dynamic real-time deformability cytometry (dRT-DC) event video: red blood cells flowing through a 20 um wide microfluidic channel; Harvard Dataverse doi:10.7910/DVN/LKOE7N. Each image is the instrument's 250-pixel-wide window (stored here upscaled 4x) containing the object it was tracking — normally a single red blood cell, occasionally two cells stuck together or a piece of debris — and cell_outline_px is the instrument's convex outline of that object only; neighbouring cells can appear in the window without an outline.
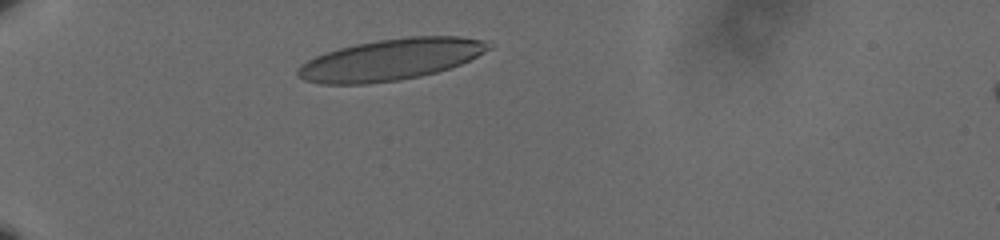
{"species": "human", "species_latin": "Homo sapiens", "temperature_condition": "cold", "stored_images_in_passage": 35, "camera_frame_rate_fps": 3000, "um_per_image_px": 0.085, "donor": {"sex": "male"}, "frame": {"image": 1, "passage_image": 1, "time_ms": 0.0, "image_size_px": [1000, 240], "cell_outline_px": [[492, 48], [460, 64], [436, 72], [420, 76], [400, 80], [368, 84], [320, 84], [304, 80], [296, 72], [300, 64], [324, 52], [356, 44], [376, 40], [408, 36], [460, 36], [484, 40]], "centroid_in_image_um": [33.18, 5.06], "position_along_channel_um": 51.8, "area_um2": 45.89}}
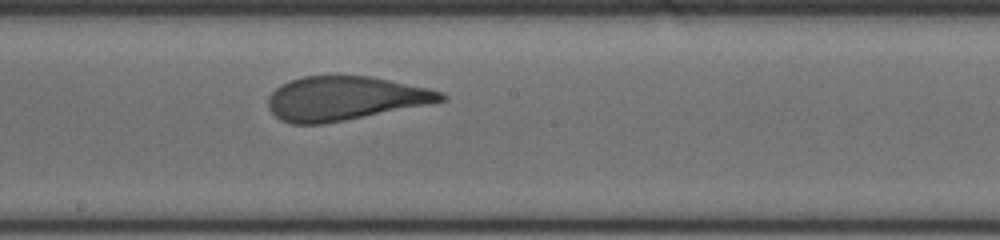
{"frame": {"image": 2, "passage_image": 18, "time_ms": 5.667, "image_size_px": [1000, 240], "cell_outline_px": [[448, 96], [444, 100], [428, 104], [324, 124], [292, 124], [280, 120], [268, 108], [268, 96], [280, 84], [288, 80], [304, 76], [368, 76], [428, 88], [444, 92]], "centroid_in_image_um": [29.27, 8.36], "position_along_channel_um": 218.9, "area_um2": 44.04}}
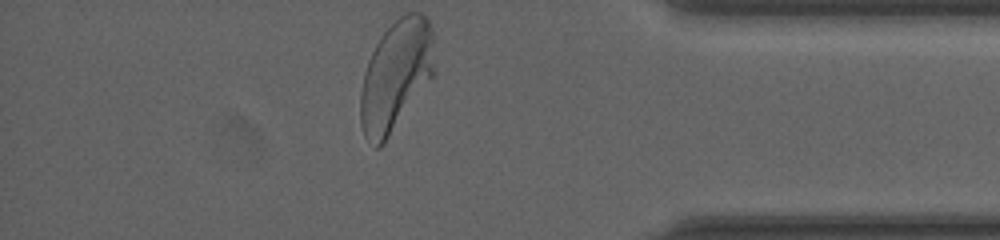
{"frame": {"image": 3, "passage_image": 35, "time_ms": 11.333, "image_size_px": [1000, 240], "cell_outline_px": [[432, 76], [384, 144], [380, 148], [376, 148], [364, 136], [360, 124], [360, 92], [364, 72], [368, 60], [376, 44], [384, 32], [400, 16], [408, 12], [420, 12], [428, 20], [432, 32]], "centroid_in_image_um": [33.59, 6.45], "position_along_channel_um": 401.6, "area_um2": 46.93}, "authors_computed_cell_mechanics": {"area_um2": 45.084, "velocity_mm_per_s": 3.5712, "shape_relaxation_time_tau1_ms": 4.1364, "shape_relaxation_time_tau2_ms": 0.8305, "deformation_change_tau1": 0.1876, "deformation_change_tau2": 0.0942}}